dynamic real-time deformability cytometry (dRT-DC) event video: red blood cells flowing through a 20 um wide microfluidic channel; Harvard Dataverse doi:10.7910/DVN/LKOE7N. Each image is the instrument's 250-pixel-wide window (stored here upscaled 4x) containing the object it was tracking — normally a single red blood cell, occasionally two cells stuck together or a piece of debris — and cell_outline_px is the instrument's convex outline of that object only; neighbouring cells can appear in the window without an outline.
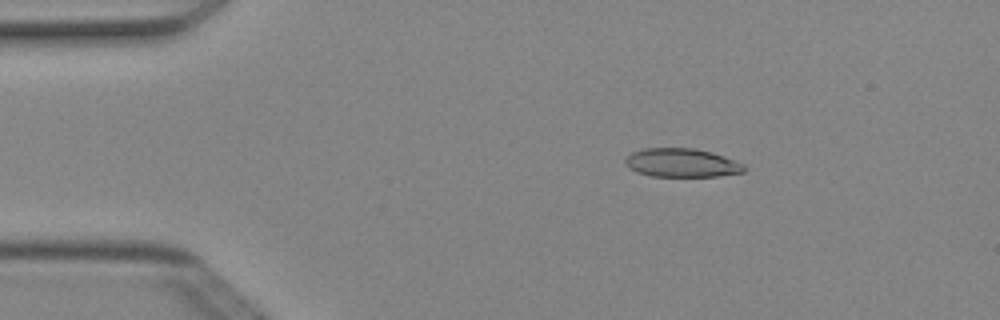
{"species": "Egyptian fruit bat (a non-hibernating species)", "species_latin": "Rousettus aegyptiacus", "temperature_condition": "cold", "stored_images_in_passage": 6, "camera_frame_rate_fps": 3000, "um_per_image_px": 0.085, "animal": {"sex": "female"}, "frame": {"image": 1, "passage_image": 1, "time_ms": 0.0, "image_size_px": [1000, 320], "cell_outline_px": [[748, 168], [744, 172], [716, 176], [652, 176], [636, 172], [628, 168], [624, 164], [624, 160], [632, 152], [644, 148], [696, 148], [712, 152], [724, 156], [744, 164]], "centroid_in_image_um": [57.94, 13.83], "position_along_channel_um": 27.1, "area_um2": 20.0}}
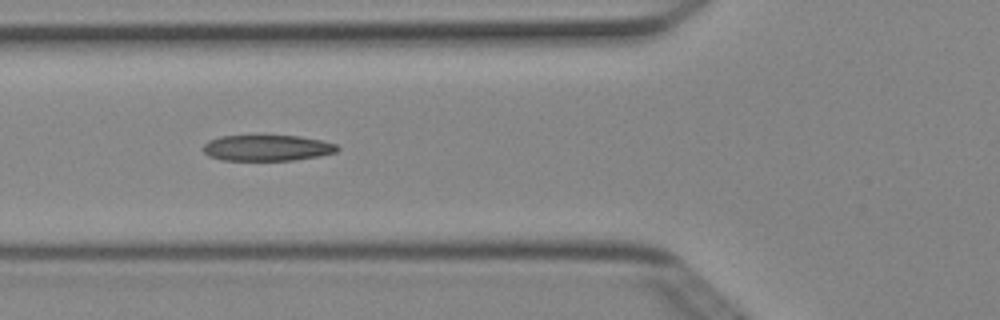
{"frame": {"image": 2, "passage_image": 3, "time_ms": 0.667, "image_size_px": [1000, 320], "cell_outline_px": [[340, 148], [336, 152], [320, 156], [292, 160], [220, 160], [208, 156], [204, 152], [204, 144], [208, 140], [220, 136], [300, 136], [320, 140], [336, 144]], "centroid_in_image_um": [22.7, 12.57], "position_along_channel_um": 103.1, "area_um2": 20.23}}
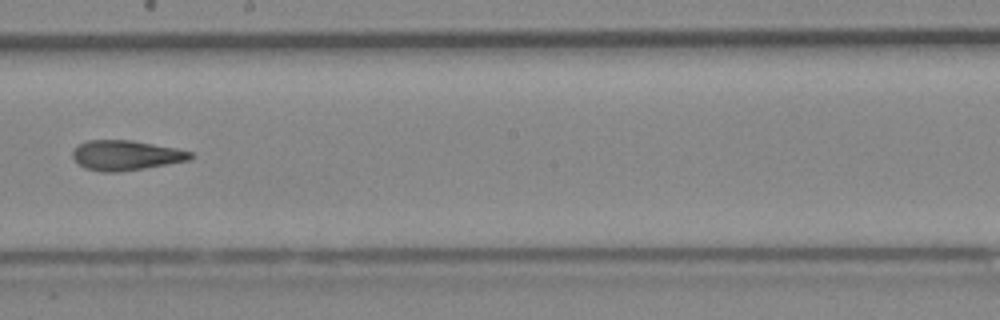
{"frame": {"image": 3, "passage_image": 6, "time_ms": 1.667, "image_size_px": [1000, 320], "cell_outline_px": [[196, 156], [192, 160], [120, 172], [100, 172], [84, 168], [72, 156], [72, 152], [80, 144], [88, 140], [132, 140], [176, 148], [192, 152]], "centroid_in_image_um": [10.75, 13.21], "position_along_channel_um": 237.4, "area_um2": 20.63}}